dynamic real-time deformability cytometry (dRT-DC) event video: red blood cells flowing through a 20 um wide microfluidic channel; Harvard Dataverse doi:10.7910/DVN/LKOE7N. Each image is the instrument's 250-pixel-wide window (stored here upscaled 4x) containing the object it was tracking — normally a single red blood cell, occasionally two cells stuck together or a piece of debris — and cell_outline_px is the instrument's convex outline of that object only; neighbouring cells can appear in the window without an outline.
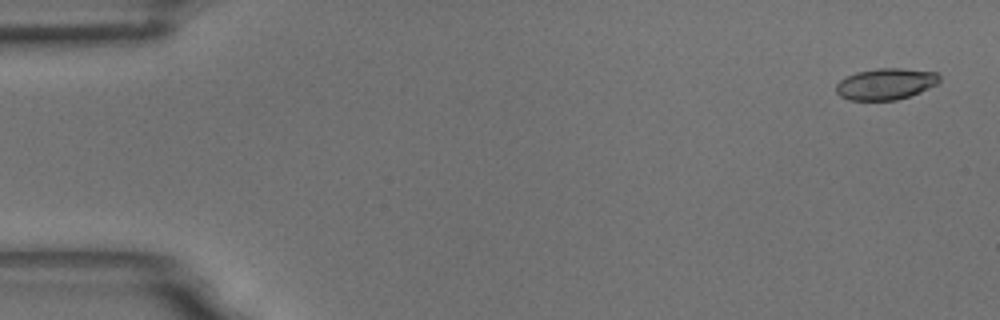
{"species": "common noctule bat (a hibernating species)", "species_latin": "Nyctalus noctula", "temperature_condition": "room temperature", "stored_images_in_passage": 6, "camera_frame_rate_fps": 3000, "um_per_image_px": 0.085, "animal": {"sex": "male", "body_mass_g": 18.8}, "frame": {"image": 1, "passage_image": 1, "time_ms": 0.0, "image_size_px": [1000, 320], "cell_outline_px": [[940, 80], [936, 84], [920, 92], [896, 100], [848, 100], [840, 96], [836, 92], [836, 84], [840, 80], [856, 72], [876, 68], [900, 68], [936, 72], [940, 76]], "centroid_in_image_um": [75.27, 7.13], "position_along_channel_um": 9.7, "area_um2": 18.84}}
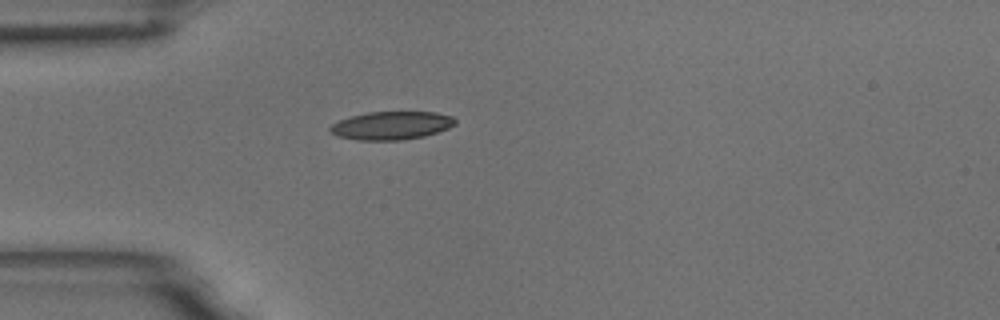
{"frame": {"image": 2, "passage_image": 5, "time_ms": 1.333, "image_size_px": [1000, 320], "cell_outline_px": [[456, 124], [448, 128], [424, 136], [404, 140], [360, 140], [340, 136], [332, 132], [328, 128], [332, 124], [340, 120], [352, 116], [368, 112], [436, 112], [452, 116], [456, 120]], "centroid_in_image_um": [33.31, 10.66], "position_along_channel_um": 51.7, "area_um2": 20.35}}